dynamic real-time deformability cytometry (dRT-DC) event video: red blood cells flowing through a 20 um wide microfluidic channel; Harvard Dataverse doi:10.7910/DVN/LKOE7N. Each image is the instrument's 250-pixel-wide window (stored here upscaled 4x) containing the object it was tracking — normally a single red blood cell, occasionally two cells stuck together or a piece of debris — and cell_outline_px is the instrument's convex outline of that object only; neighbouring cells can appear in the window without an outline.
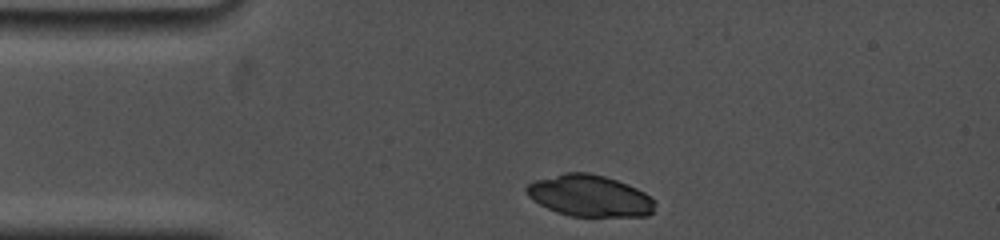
{"species": "common noctule bat (a hibernating species)", "species_latin": "Nyctalus noctula", "temperature_condition": "cold", "stored_images_in_passage": 6, "camera_frame_rate_fps": 5000, "um_per_image_px": 0.085, "animal": {"sex": "female", "body_mass_g": 19.0, "forearm_length_mm": 53.3}, "frame": {"image": 1, "passage_image": 1, "time_ms": 0.0, "image_size_px": [1000, 240], "cell_outline_px": [[652, 212], [648, 216], [572, 216], [556, 212], [532, 200], [528, 196], [524, 188], [528, 184], [536, 180], [564, 172], [588, 172], [604, 176], [628, 184], [644, 192], [652, 200]], "centroid_in_image_um": [50.07, 16.63], "position_along_channel_um": 34.9, "area_um2": 30.81}}